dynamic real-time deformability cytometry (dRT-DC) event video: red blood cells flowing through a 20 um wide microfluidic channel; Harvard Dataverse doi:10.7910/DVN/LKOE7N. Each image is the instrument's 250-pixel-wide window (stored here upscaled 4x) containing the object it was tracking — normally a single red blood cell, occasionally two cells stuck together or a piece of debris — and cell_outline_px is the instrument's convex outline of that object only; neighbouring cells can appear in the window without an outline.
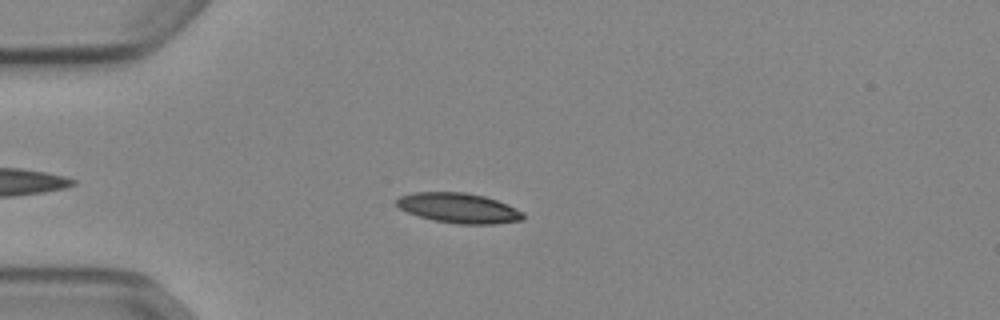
{"species": "Egyptian fruit bat (a non-hibernating species)", "species_latin": "Rousettus aegyptiacus", "temperature_condition": "cold", "stored_images_in_passage": 46, "camera_frame_rate_fps": 3000, "um_per_image_px": 0.085, "animal": {"sex": "female"}, "frame": {"image": 1, "passage_image": 8, "time_ms": 2.333, "image_size_px": [1000, 320], "cell_outline_px": [[524, 220], [496, 224], [460, 224], [432, 220], [408, 212], [400, 208], [396, 204], [396, 200], [400, 196], [412, 192], [468, 192], [484, 196], [508, 204], [524, 212]], "centroid_in_image_um": [39.02, 17.68], "position_along_channel_um": 46.0, "area_um2": 22.25}}
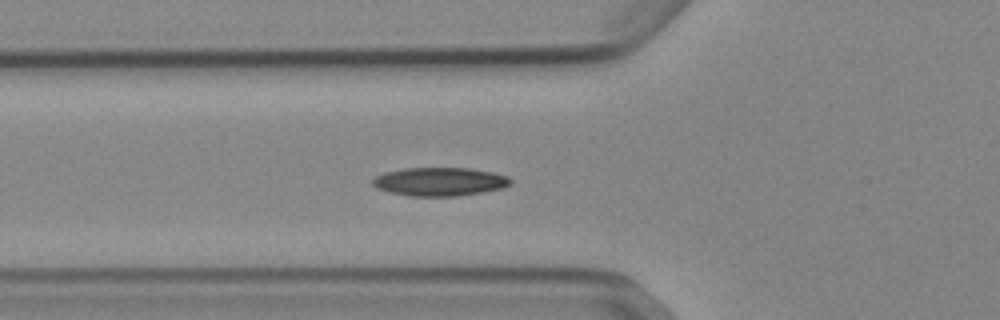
{"frame": {"image": 2, "passage_image": 13, "time_ms": 4.0, "image_size_px": [1000, 320], "cell_outline_px": [[512, 184], [504, 188], [484, 192], [456, 196], [412, 196], [388, 192], [376, 188], [372, 184], [372, 180], [376, 176], [384, 172], [404, 168], [472, 168], [492, 172], [508, 176], [512, 180]], "centroid_in_image_um": [37.4, 15.44], "position_along_channel_um": 88.4, "area_um2": 23.12}}
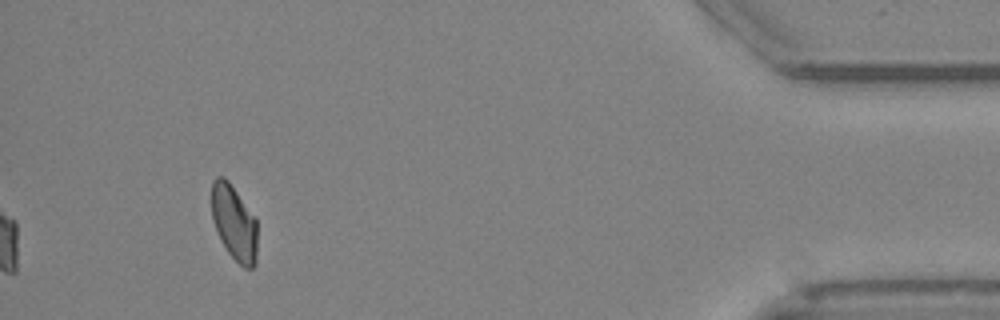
{"frame": {"image": 3, "passage_image": 43, "time_ms": 14.0, "image_size_px": [1000, 320], "cell_outline_px": [[256, 264], [252, 268], [244, 268], [228, 252], [216, 232], [212, 220], [212, 180], [216, 176], [224, 176], [228, 180], [256, 216]], "centroid_in_image_um": [19.9, 18.9], "position_along_channel_um": 415.3, "area_um2": 20.23}, "authors_computed_cell_mechanics": {"area_um2": 21.2126, "velocity_mm_per_s": 3.8633, "shape_relaxation_time_tau1_ms": 9.338, "shape_relaxation_time_tau2_ms": null, "deformation_change_tau1": 0.1707, "deformation_change_tau2": null}}